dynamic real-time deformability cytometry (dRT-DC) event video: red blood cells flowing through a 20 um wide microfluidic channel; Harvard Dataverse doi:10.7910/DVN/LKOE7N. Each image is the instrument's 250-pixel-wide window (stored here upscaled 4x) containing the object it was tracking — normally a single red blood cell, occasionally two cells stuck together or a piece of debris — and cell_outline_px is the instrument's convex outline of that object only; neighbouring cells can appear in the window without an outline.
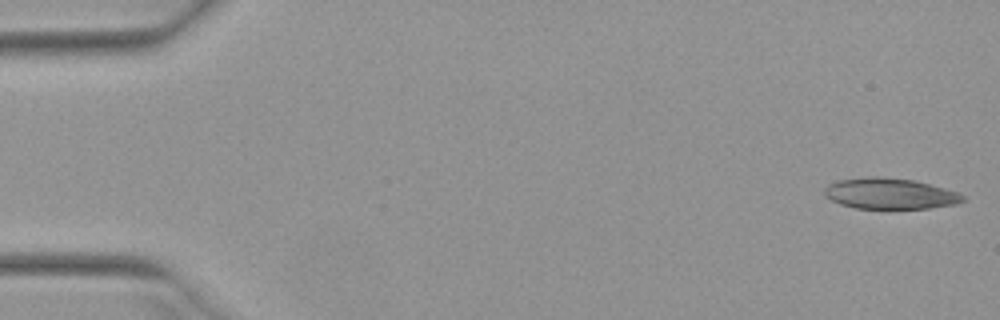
{"species": "Egyptian fruit bat (a non-hibernating species)", "species_latin": "Rousettus aegyptiacus", "temperature_condition": "warm", "stored_images_in_passage": 51, "camera_frame_rate_fps": 3000, "um_per_image_px": 0.085, "animal": {"sex": "female"}, "frame": {"image": 1, "passage_image": 1, "time_ms": 0.0, "image_size_px": [1000, 320], "cell_outline_px": [[968, 200], [956, 204], [928, 208], [856, 208], [840, 204], [824, 196], [824, 188], [828, 184], [840, 180], [872, 176], [876, 176], [916, 180], [944, 188], [956, 192], [964, 196]], "centroid_in_image_um": [75.65, 16.45], "position_along_channel_um": 9.3, "area_um2": 24.85}}
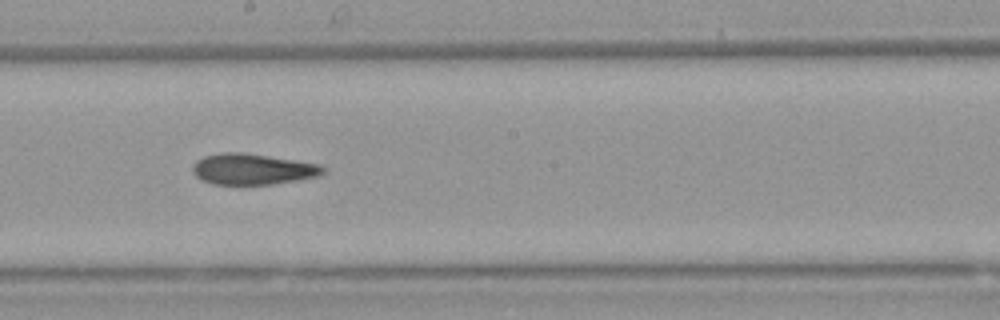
{"frame": {"image": 2, "passage_image": 28, "time_ms": 9.0, "image_size_px": [1000, 320], "cell_outline_px": [[328, 168], [324, 172], [316, 176], [296, 180], [272, 184], [212, 184], [200, 180], [192, 172], [192, 164], [196, 160], [204, 156], [220, 152], [244, 152], [320, 164]], "centroid_in_image_um": [21.43, 14.37], "position_along_channel_um": 226.8, "area_um2": 23.64}}
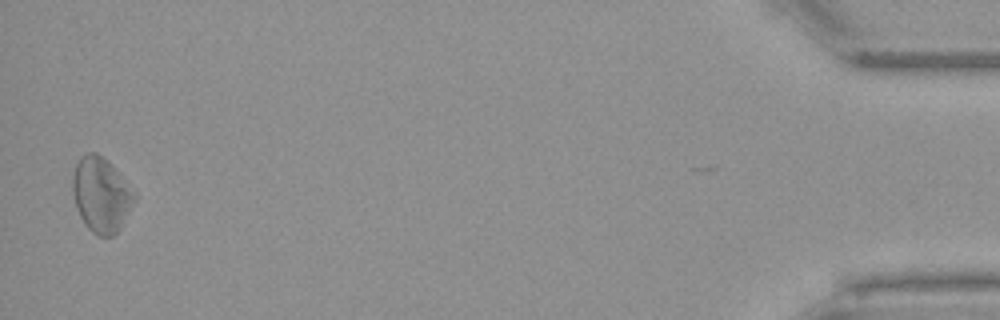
{"frame": {"image": 3, "passage_image": 50, "time_ms": 16.333, "image_size_px": [1000, 320], "cell_outline_px": [[136, 200], [120, 228], [112, 236], [96, 236], [84, 224], [76, 208], [72, 192], [72, 176], [76, 164], [80, 156], [88, 152], [96, 152], [112, 164], [136, 196]], "centroid_in_image_um": [8.57, 16.55], "position_along_channel_um": 426.6, "area_um2": 26.93}, "authors_computed_cell_mechanics": {"area_um2": 24.565, "velocity_mm_per_s": 3.9615, "shape_relaxation_time_tau1_ms": null, "shape_relaxation_time_tau2_ms": 4.4951, "deformation_change_tau1": null, "deformation_change_tau2": 0.1422}}